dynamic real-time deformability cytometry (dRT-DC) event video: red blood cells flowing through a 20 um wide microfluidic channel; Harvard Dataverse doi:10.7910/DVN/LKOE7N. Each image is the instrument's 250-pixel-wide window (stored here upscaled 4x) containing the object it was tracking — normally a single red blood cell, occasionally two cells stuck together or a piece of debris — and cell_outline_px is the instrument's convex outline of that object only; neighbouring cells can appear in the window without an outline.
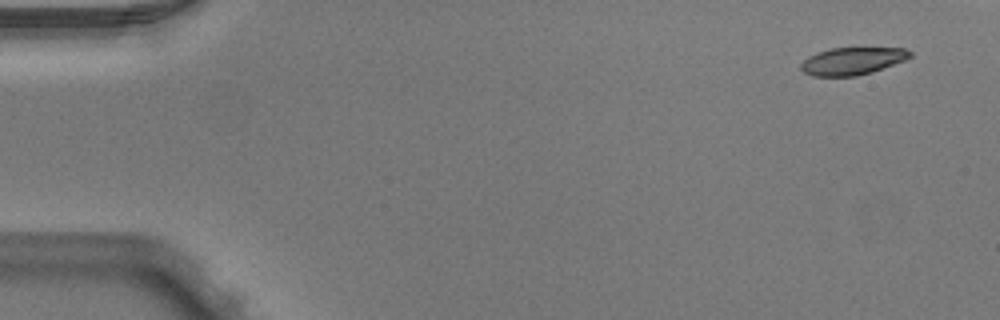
{"species": "Egyptian fruit bat (a non-hibernating species)", "species_latin": "Rousettus aegyptiacus", "temperature_condition": "warm", "stored_images_in_passage": 5, "camera_frame_rate_fps": 3000, "um_per_image_px": 0.085, "animal": {"sex": "male"}, "frame": {"image": 1, "passage_image": 1, "time_ms": 0.0, "image_size_px": [1000, 320], "cell_outline_px": [[912, 56], [908, 60], [872, 72], [856, 76], [812, 76], [804, 72], [800, 68], [800, 64], [808, 56], [816, 52], [828, 48], [904, 48], [912, 52]], "centroid_in_image_um": [72.46, 5.18], "position_along_channel_um": 12.5, "area_um2": 17.69}}
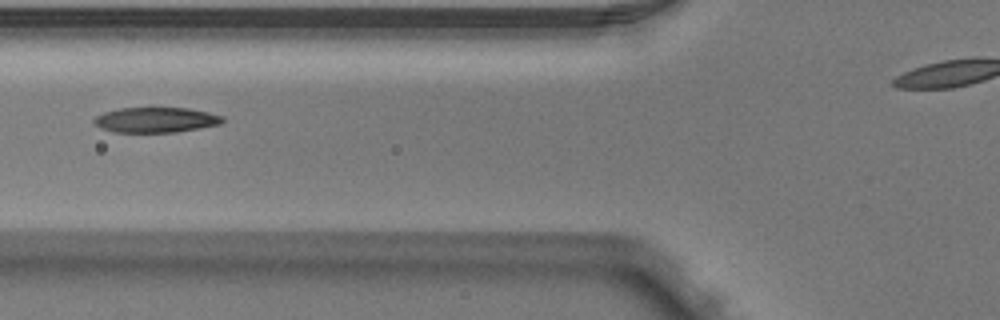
{"frame": {"image": 2, "passage_image": 5, "time_ms": 1.333, "image_size_px": [1000, 320], "cell_outline_px": [[224, 120], [220, 124], [200, 128], [176, 132], [112, 132], [100, 128], [92, 120], [96, 116], [104, 112], [120, 108], [188, 108], [208, 112], [224, 116]], "centroid_in_image_um": [13.24, 10.19], "position_along_channel_um": 112.6, "area_um2": 18.9}}